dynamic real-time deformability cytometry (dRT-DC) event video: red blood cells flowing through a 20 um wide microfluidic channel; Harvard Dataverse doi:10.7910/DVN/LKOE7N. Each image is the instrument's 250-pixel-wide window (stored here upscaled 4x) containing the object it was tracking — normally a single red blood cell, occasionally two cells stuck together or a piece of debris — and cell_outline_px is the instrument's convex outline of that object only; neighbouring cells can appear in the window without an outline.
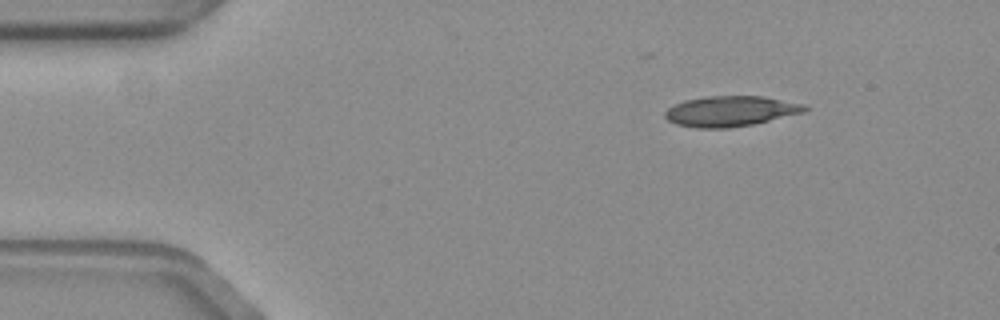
{"species": "common noctule bat (a hibernating species)", "species_latin": "Nyctalus noctula", "temperature_condition": "warm", "stored_images_in_passage": 42, "camera_frame_rate_fps": 3000, "um_per_image_px": 0.085, "animal": {"sex": "female", "body_mass_g": 19.3, "forearm_length_mm": 54.1}, "frame": {"image": 1, "passage_image": 1, "time_ms": 0.0, "image_size_px": [1000, 320], "cell_outline_px": [[808, 108], [804, 112], [752, 124], [728, 128], [696, 128], [676, 124], [668, 120], [664, 116], [664, 112], [668, 108], [684, 100], [708, 96], [760, 96], [804, 104]], "centroid_in_image_um": [62.05, 9.45], "position_along_channel_um": 22.9, "area_um2": 24.51}}